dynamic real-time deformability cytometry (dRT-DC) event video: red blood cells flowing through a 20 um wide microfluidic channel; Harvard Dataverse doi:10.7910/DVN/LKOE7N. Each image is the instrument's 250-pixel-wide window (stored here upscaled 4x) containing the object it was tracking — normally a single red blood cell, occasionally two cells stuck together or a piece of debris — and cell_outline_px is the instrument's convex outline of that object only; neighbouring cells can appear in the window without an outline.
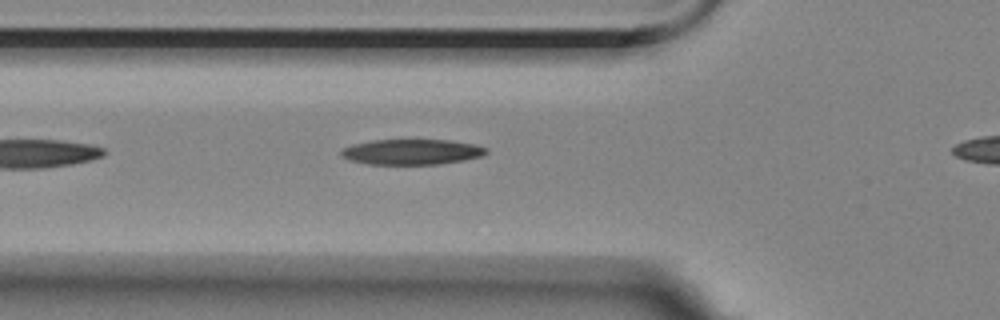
{"species": "Egyptian fruit bat (a non-hibernating species)", "species_latin": "Rousettus aegyptiacus", "temperature_condition": "room temperature", "stored_images_in_passage": 4, "segment_of_instrument_passage": [1, 2], "camera_frame_rate_fps": 3000, "um_per_image_px": 0.085, "animal": {"sex": "female"}, "frame": {"image": 1, "passage_image": 3, "time_ms": 2.333, "image_size_px": [1000, 320], "cell_outline_px": [[488, 152], [484, 156], [464, 160], [440, 164], [368, 164], [348, 160], [340, 156], [340, 152], [344, 148], [352, 144], [372, 140], [448, 140], [472, 144], [488, 148]], "centroid_in_image_um": [34.99, 12.91], "position_along_channel_um": 90.8, "area_um2": 21.56}}